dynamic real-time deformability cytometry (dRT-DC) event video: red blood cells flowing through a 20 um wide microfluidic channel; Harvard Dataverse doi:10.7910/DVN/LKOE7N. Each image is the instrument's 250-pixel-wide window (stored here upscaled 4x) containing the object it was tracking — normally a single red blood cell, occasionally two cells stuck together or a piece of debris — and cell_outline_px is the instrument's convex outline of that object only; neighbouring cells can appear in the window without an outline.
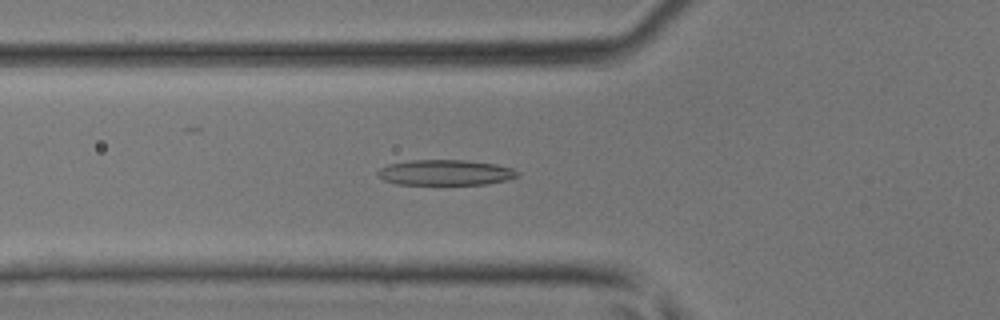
{"species": "common noctule bat (a hibernating species)", "species_latin": "Nyctalus noctula", "temperature_condition": "room temperature", "stored_images_in_passage": 35, "camera_frame_rate_fps": 3000, "um_per_image_px": 0.085, "animal": {"sex": "male", "body_mass_g": 17.9, "forearm_length_mm": 54.2}, "frame": {"image": 1, "passage_image": 7, "time_ms": 2.0, "image_size_px": [1000, 320], "cell_outline_px": [[520, 176], [508, 180], [484, 184], [396, 184], [384, 180], [376, 176], [376, 172], [380, 168], [388, 164], [408, 160], [464, 160], [496, 164], [512, 168], [520, 172]], "centroid_in_image_um": [37.85, 14.66], "position_along_channel_um": 88.0, "area_um2": 20.92}}
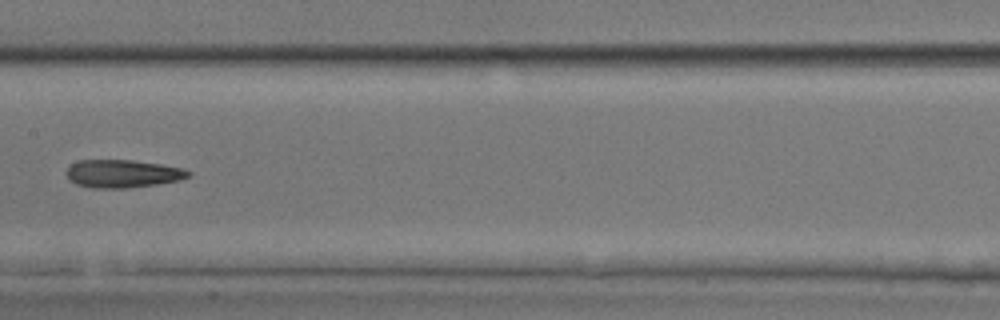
{"frame": {"image": 2, "passage_image": 14, "time_ms": 4.333, "image_size_px": [1000, 320], "cell_outline_px": [[192, 172], [188, 176], [180, 180], [160, 184], [124, 188], [92, 188], [76, 184], [68, 180], [68, 168], [72, 164], [80, 160], [132, 160], [160, 164], [184, 168]], "centroid_in_image_um": [10.45, 14.77], "position_along_channel_um": 196.9, "area_um2": 19.83}}
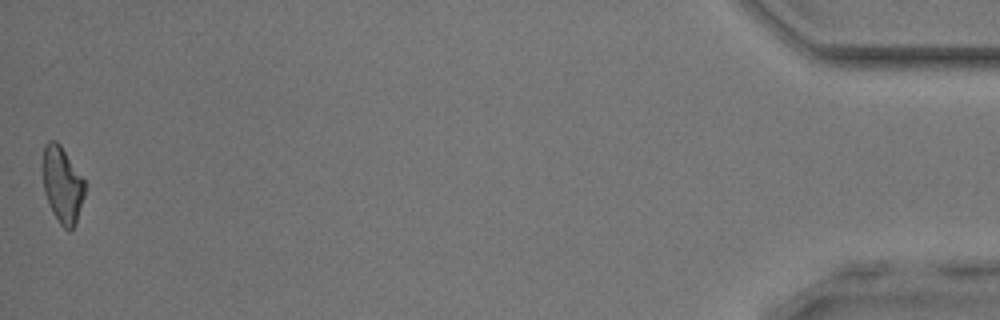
{"frame": {"image": 3, "passage_image": 35, "time_ms": 11.333, "image_size_px": [1000, 320], "cell_outline_px": [[84, 196], [76, 224], [68, 232], [60, 224], [52, 212], [44, 192], [40, 168], [40, 164], [44, 144], [48, 140], [56, 140], [60, 144], [84, 180]], "centroid_in_image_um": [5.24, 15.67], "position_along_channel_um": 430.0, "area_um2": 19.13}}